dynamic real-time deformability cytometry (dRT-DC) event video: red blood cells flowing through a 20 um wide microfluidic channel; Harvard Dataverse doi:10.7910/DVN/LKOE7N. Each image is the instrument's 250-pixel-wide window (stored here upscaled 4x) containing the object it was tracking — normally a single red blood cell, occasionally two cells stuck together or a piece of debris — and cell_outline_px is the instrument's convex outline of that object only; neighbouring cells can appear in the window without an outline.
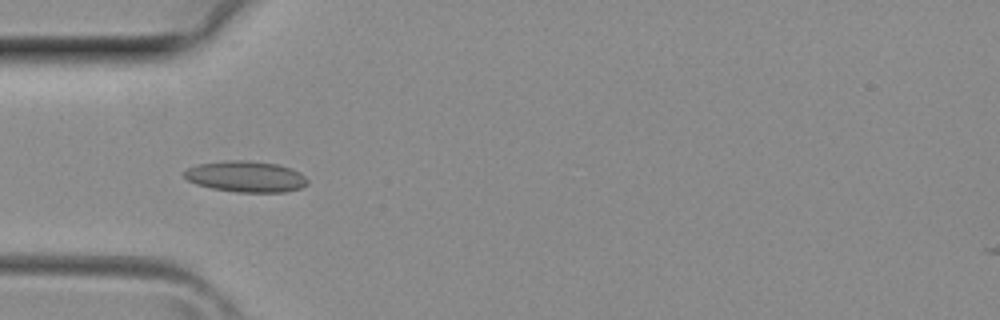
{"species": "common noctule bat (a hibernating species)", "species_latin": "Nyctalus noctula", "temperature_condition": "room temperature", "stored_images_in_passage": 34, "camera_frame_rate_fps": 3000, "um_per_image_px": 0.085, "animal": {"sex": "female", "body_mass_g": 29.2, "forearm_length_mm": 56.3}, "frame": {"image": 1, "passage_image": 7, "time_ms": 2.0, "image_size_px": [1000, 320], "cell_outline_px": [[308, 184], [300, 188], [284, 192], [236, 192], [212, 188], [196, 184], [188, 180], [184, 176], [184, 172], [188, 168], [196, 164], [228, 160], [248, 160], [276, 164], [292, 168], [300, 172], [308, 180]], "centroid_in_image_um": [20.91, 15.0], "position_along_channel_um": 64.1, "area_um2": 22.37}}
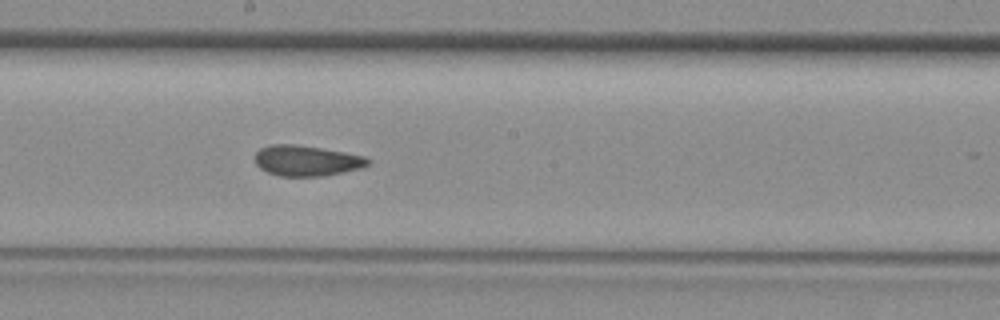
{"frame": {"image": 2, "passage_image": 16, "time_ms": 5.0, "image_size_px": [1000, 320], "cell_outline_px": [[372, 160], [368, 164], [360, 168], [320, 176], [280, 176], [268, 172], [260, 168], [256, 164], [256, 152], [260, 148], [268, 144], [296, 144], [344, 152], [364, 156]], "centroid_in_image_um": [26.03, 13.64], "position_along_channel_um": 222.2, "area_um2": 19.94}}
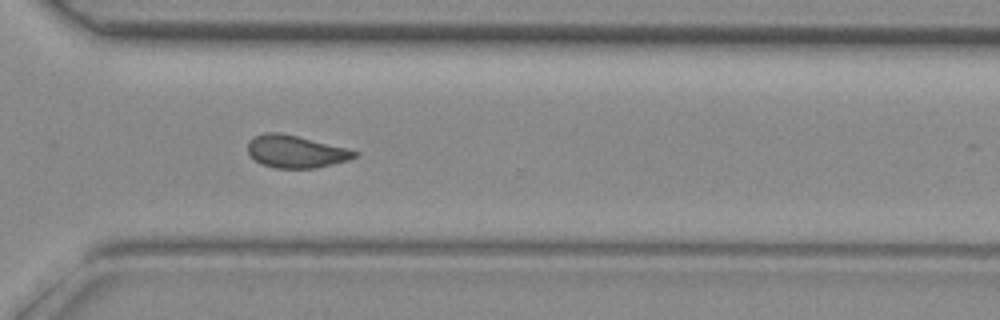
{"frame": {"image": 3, "passage_image": 23, "time_ms": 7.333, "image_size_px": [1000, 320], "cell_outline_px": [[360, 152], [356, 156], [348, 160], [316, 168], [276, 168], [260, 164], [248, 152], [248, 140], [252, 136], [264, 132], [280, 132]], "centroid_in_image_um": [25.08, 12.88], "position_along_channel_um": 345.5, "area_um2": 20.0}}